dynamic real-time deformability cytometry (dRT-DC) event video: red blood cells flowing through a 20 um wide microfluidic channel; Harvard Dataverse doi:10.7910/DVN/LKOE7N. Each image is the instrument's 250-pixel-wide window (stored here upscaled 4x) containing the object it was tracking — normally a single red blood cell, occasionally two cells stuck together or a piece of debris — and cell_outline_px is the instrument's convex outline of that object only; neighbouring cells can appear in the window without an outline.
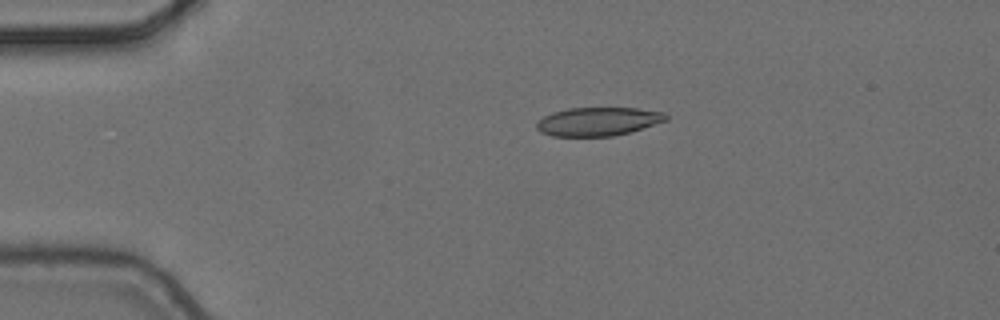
{"species": "common noctule bat (a hibernating species)", "species_latin": "Nyctalus noctula", "temperature_condition": "cold", "stored_images_in_passage": 4, "camera_frame_rate_fps": 3000, "um_per_image_px": 0.085, "animal": {"sex": "female", "body_mass_g": 24.6, "forearm_length_mm": 56.2}, "frame": {"image": 1, "passage_image": 1, "time_ms": 0.0, "image_size_px": [1000, 320], "cell_outline_px": [[668, 120], [628, 132], [612, 136], [552, 136], [540, 132], [536, 128], [536, 120], [552, 112], [568, 108], [636, 108], [664, 112], [668, 116]], "centroid_in_image_um": [50.79, 10.32], "position_along_channel_um": 34.2, "area_um2": 21.5}}
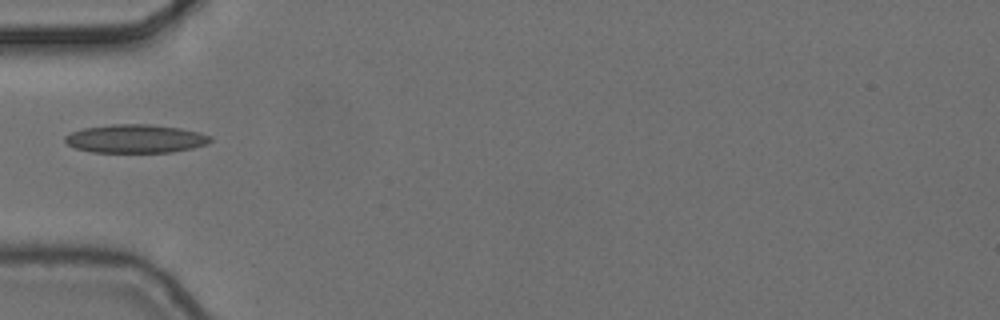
{"frame": {"image": 2, "passage_image": 3, "time_ms": 0.667, "image_size_px": [1000, 320], "cell_outline_px": [[212, 140], [208, 144], [192, 148], [172, 152], [92, 152], [76, 148], [68, 144], [64, 140], [64, 136], [72, 132], [84, 128], [112, 124], [152, 124], [180, 128], [200, 132], [212, 136]], "centroid_in_image_um": [11.56, 11.78], "position_along_channel_um": 73.4, "area_um2": 24.16}}
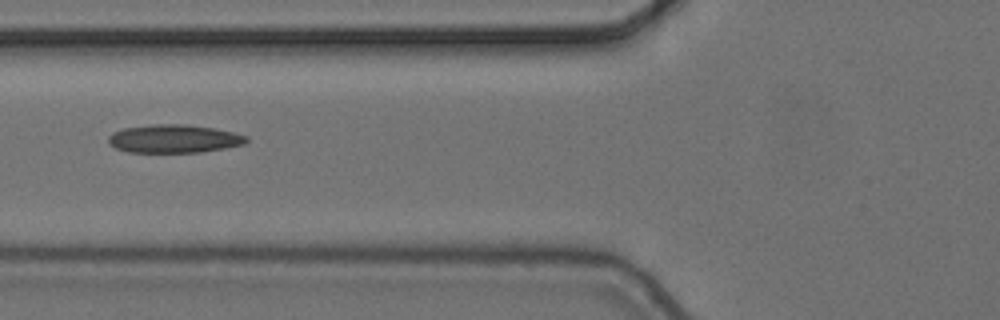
{"frame": {"image": 3, "passage_image": 4, "time_ms": 1.0, "image_size_px": [1000, 320], "cell_outline_px": [[248, 140], [244, 144], [224, 148], [200, 152], [128, 152], [116, 148], [108, 144], [108, 136], [112, 132], [124, 128], [152, 124], [184, 124], [212, 128], [232, 132], [248, 136]], "centroid_in_image_um": [14.75, 11.79], "position_along_channel_um": 111.1, "area_um2": 22.66}}